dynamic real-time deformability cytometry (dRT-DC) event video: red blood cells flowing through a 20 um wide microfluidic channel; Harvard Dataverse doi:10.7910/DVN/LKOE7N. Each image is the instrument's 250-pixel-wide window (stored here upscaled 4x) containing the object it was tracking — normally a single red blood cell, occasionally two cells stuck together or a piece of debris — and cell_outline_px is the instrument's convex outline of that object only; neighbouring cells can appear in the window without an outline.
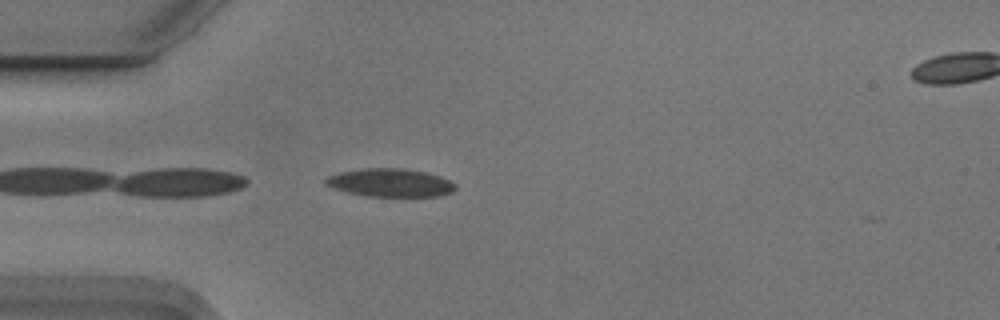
{"species": "Egyptian fruit bat (a non-hibernating species)", "species_latin": "Rousettus aegyptiacus", "temperature_condition": "cold", "stored_images_in_passage": 35, "camera_frame_rate_fps": 3000, "um_per_image_px": 0.085, "animal": {"sex": "male"}, "frame": {"image": 1, "passage_image": 1, "time_ms": 0.0, "image_size_px": [1000, 320], "cell_outline_px": [[456, 188], [452, 192], [440, 196], [364, 196], [348, 192], [324, 184], [324, 180], [328, 176], [340, 172], [364, 168], [404, 168], [424, 172], [440, 176], [456, 184]], "centroid_in_image_um": [33.18, 15.53], "position_along_channel_um": 51.8, "area_um2": 21.21}}
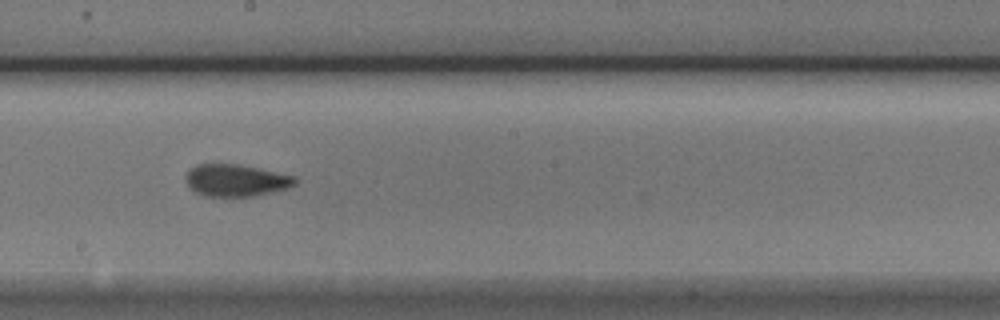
{"frame": {"image": 2, "passage_image": 16, "time_ms": 5.0, "image_size_px": [1000, 320], "cell_outline_px": [[296, 184], [288, 188], [252, 196], [204, 196], [192, 192], [184, 180], [184, 176], [196, 164], [236, 164], [296, 176]], "centroid_in_image_um": [20.0, 15.34], "position_along_channel_um": 228.2, "area_um2": 20.4}}
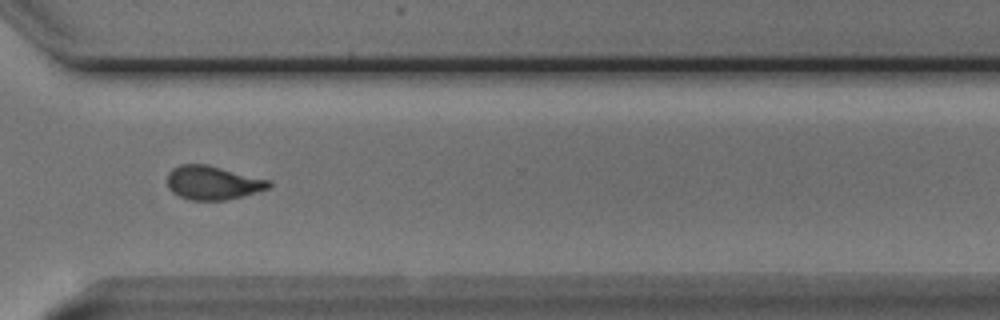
{"frame": {"image": 3, "passage_image": 26, "time_ms": 8.333, "image_size_px": [1000, 320], "cell_outline_px": [[272, 184], [268, 188], [240, 196], [224, 200], [188, 200], [172, 192], [168, 188], [168, 172], [172, 168], [180, 164], [208, 164], [272, 180]], "centroid_in_image_um": [18.07, 15.51], "position_along_channel_um": 352.5, "area_um2": 20.06}, "authors_computed_cell_mechanics": {"area_um2": 20.3456, "velocity_mm_per_s": 3.7311, "shape_relaxation_time_tau1_ms": 5.3015, "shape_relaxation_time_tau2_ms": 2.7708, "deformation_change_tau1": 0.1456, "deformation_change_tau2": 0.088}}